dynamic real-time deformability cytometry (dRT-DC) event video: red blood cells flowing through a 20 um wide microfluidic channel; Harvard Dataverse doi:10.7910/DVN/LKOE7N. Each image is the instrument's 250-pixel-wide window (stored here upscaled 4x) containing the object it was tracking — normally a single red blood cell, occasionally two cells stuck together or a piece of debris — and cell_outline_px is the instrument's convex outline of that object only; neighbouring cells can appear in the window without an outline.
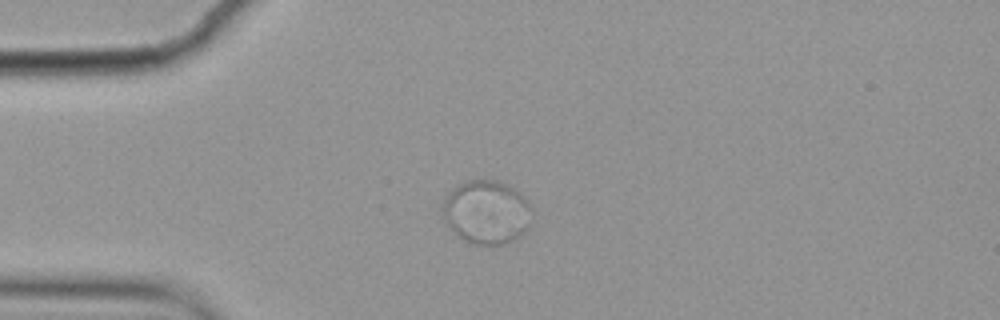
{"species": "common noctule bat (a hibernating species)", "species_latin": "Nyctalus noctula", "temperature_condition": "cold", "stored_images_in_passage": 8, "camera_frame_rate_fps": 3000, "um_per_image_px": 0.085, "animal": {"sex": "female", "body_mass_g": 19.9}, "frame": {"image": 1, "passage_image": 2, "time_ms": 0.333, "image_size_px": [1000, 320], "cell_outline_px": [[528, 224], [508, 244], [476, 244], [464, 240], [444, 220], [440, 208], [444, 196], [452, 188], [464, 180], [496, 180], [516, 188], [528, 200]], "centroid_in_image_um": [41.27, 17.98], "position_along_channel_um": 43.7, "area_um2": 32.71}}
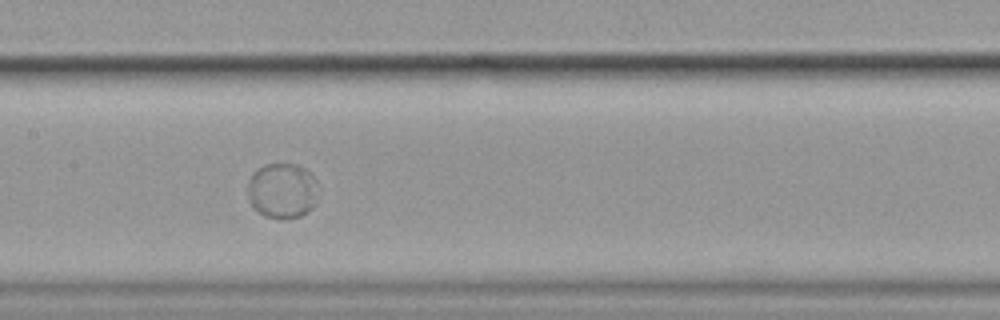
{"frame": {"image": 2, "passage_image": 6, "time_ms": 1.667, "image_size_px": [1000, 320], "cell_outline_px": [[316, 180], [312, 208], [300, 216], [284, 220], [280, 220], [264, 216], [252, 208], [248, 200], [248, 180], [252, 172], [264, 164], [296, 164], [304, 168]], "centroid_in_image_um": [23.91, 16.22], "position_along_channel_um": 183.5, "area_um2": 22.77}}
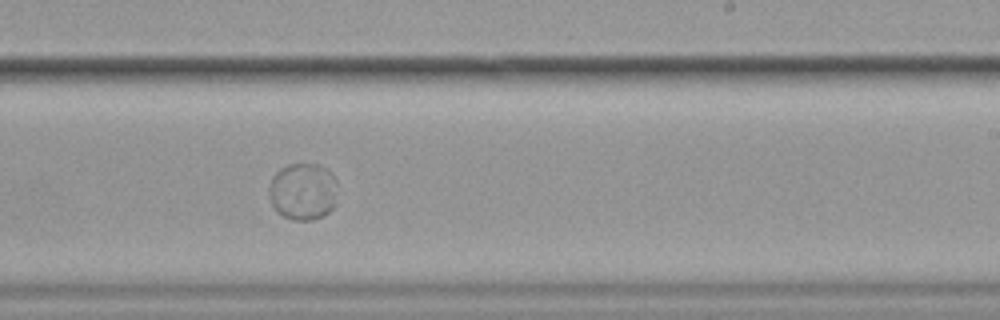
{"frame": {"image": 3, "passage_image": 8, "time_ms": 2.333, "image_size_px": [1000, 320], "cell_outline_px": [[336, 180], [332, 208], [324, 216], [312, 220], [292, 220], [276, 212], [268, 196], [268, 188], [272, 176], [280, 168], [288, 164], [320, 164], [328, 168]], "centroid_in_image_um": [25.7, 16.26], "position_along_channel_um": 263.3, "area_um2": 22.95}}